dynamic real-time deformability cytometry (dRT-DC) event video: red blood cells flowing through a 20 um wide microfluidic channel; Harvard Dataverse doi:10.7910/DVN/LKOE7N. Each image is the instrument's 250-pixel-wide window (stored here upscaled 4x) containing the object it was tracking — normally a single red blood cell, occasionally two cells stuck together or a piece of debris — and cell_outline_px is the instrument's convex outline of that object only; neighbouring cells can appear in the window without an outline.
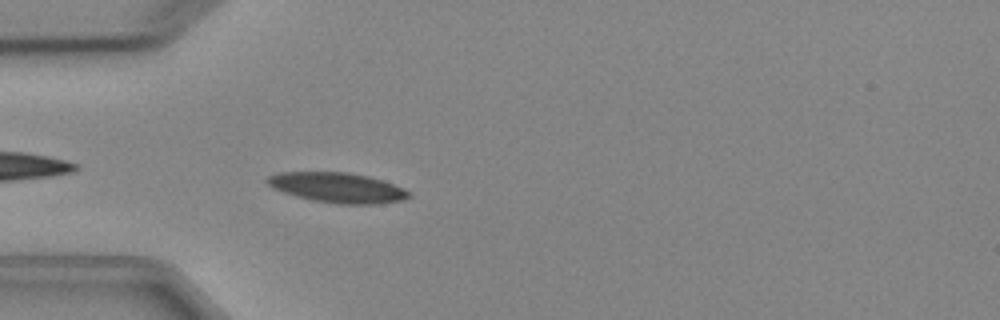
{"species": "Egyptian fruit bat (a non-hibernating species)", "species_latin": "Rousettus aegyptiacus", "temperature_condition": "cold", "stored_images_in_passage": 3, "camera_frame_rate_fps": 3000, "um_per_image_px": 0.085, "animal": {"sex": "female"}, "frame": {"image": 1, "passage_image": 3, "time_ms": 2.333, "image_size_px": [1000, 320], "cell_outline_px": [[412, 196], [404, 200], [380, 204], [336, 204], [312, 200], [284, 192], [272, 188], [264, 180], [268, 176], [280, 172], [348, 172], [368, 176], [404, 188]], "centroid_in_image_um": [28.68, 15.95], "position_along_channel_um": 56.3, "area_um2": 24.8}}